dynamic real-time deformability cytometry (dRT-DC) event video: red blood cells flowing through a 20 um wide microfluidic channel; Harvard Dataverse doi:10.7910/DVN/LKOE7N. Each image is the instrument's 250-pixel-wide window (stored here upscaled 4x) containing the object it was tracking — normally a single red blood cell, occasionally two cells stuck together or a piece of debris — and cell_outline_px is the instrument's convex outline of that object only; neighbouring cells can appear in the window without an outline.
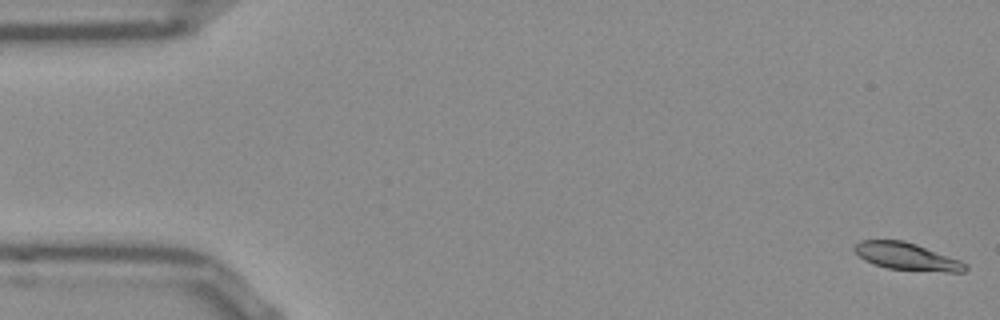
{"species": "Egyptian fruit bat (a non-hibernating species)", "species_latin": "Rousettus aegyptiacus", "temperature_condition": "room temperature", "stored_images_in_passage": 54, "camera_frame_rate_fps": 3000, "um_per_image_px": 0.085, "frame": {"image": 1, "passage_image": 1, "time_ms": 0.0, "image_size_px": [1000, 320], "cell_outline_px": [[968, 268], [964, 272], [948, 272], [888, 268], [864, 260], [852, 248], [860, 240], [904, 240], [916, 244], [960, 260], [968, 264]], "centroid_in_image_um": [77.1, 21.79], "position_along_channel_um": 7.9, "area_um2": 17.46}}
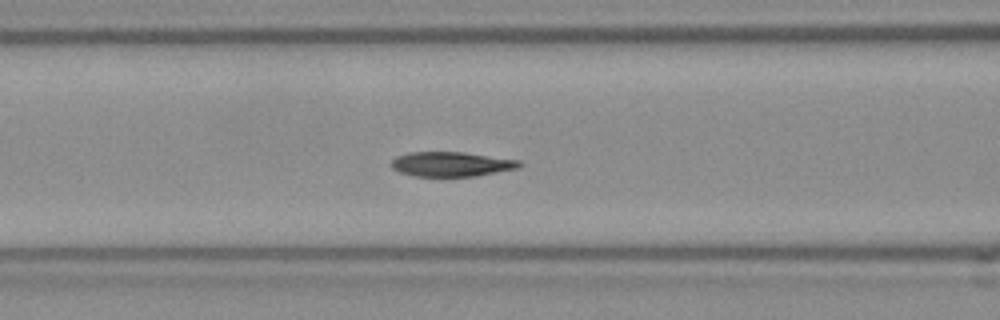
{"frame": {"image": 2, "passage_image": 21, "time_ms": 6.667, "image_size_px": [1000, 320], "cell_outline_px": [[524, 164], [520, 168], [472, 176], [416, 176], [400, 172], [392, 168], [392, 160], [396, 156], [408, 152], [464, 152], [520, 160]], "centroid_in_image_um": [38.39, 13.94], "position_along_channel_um": 128.2, "area_um2": 18.38}}
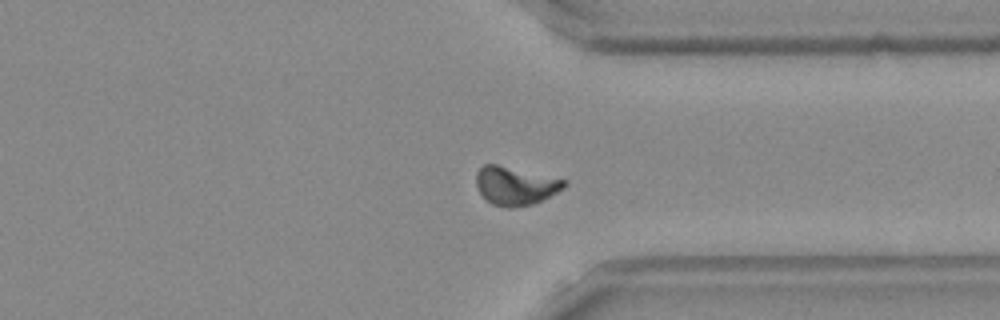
{"frame": {"image": 3, "passage_image": 40, "time_ms": 13.0, "image_size_px": [1000, 320], "cell_outline_px": [[568, 184], [564, 188], [532, 204], [512, 208], [508, 208], [492, 204], [480, 192], [476, 184], [476, 172], [484, 164], [496, 164], [564, 180]], "centroid_in_image_um": [43.77, 15.79], "position_along_channel_um": 367.6, "area_um2": 19.19}, "authors_computed_cell_mechanics": {"area_um2": 18.4671, "velocity_mm_per_s": 3.8106, "shape_relaxation_time_tau1_ms": 4.2206, "shape_relaxation_time_tau2_ms": 2.1679, "deformation_change_tau1": 0.1389, "deformation_change_tau2": 0.0579}}